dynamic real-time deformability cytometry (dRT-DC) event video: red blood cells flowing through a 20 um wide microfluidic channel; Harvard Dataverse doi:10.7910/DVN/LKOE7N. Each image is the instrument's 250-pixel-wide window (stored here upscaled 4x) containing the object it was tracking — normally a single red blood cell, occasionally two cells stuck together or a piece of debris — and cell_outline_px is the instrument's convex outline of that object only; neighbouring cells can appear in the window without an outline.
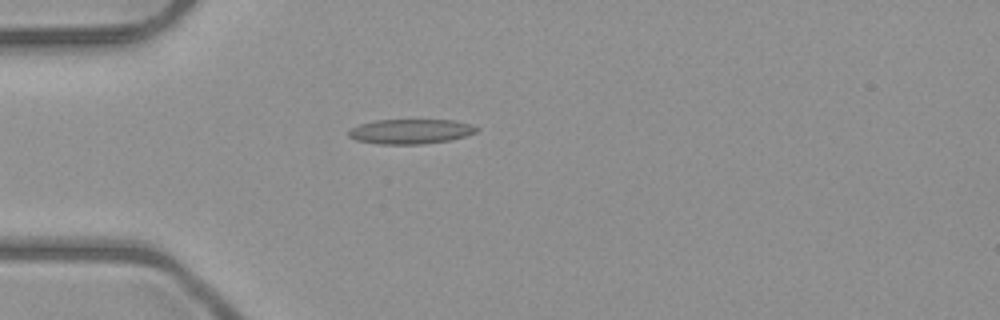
{"species": "common noctule bat (a hibernating species)", "species_latin": "Nyctalus noctula", "temperature_condition": "room temperature", "stored_images_in_passage": 5, "camera_frame_rate_fps": 3000, "um_per_image_px": 0.085, "animal": {"sex": "male", "body_mass_g": 23.1, "forearm_length_mm": 52.7}, "frame": {"image": 1, "passage_image": 3, "time_ms": 2.667, "image_size_px": [1000, 320], "cell_outline_px": [[480, 128], [476, 132], [452, 140], [420, 144], [380, 144], [356, 140], [348, 136], [348, 132], [352, 128], [360, 124], [376, 120], [452, 120], [468, 124]], "centroid_in_image_um": [34.89, 11.17], "position_along_channel_um": 50.1, "area_um2": 18.32}}
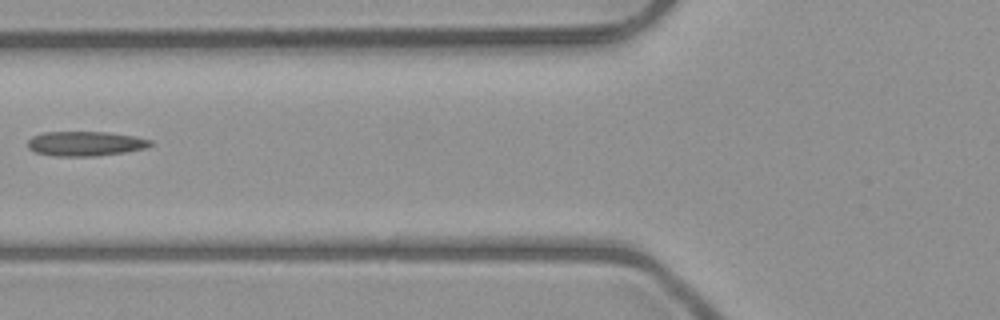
{"frame": {"image": 2, "passage_image": 5, "time_ms": 4.667, "image_size_px": [1000, 320], "cell_outline_px": [[152, 144], [144, 148], [124, 152], [96, 156], [52, 156], [36, 152], [28, 148], [28, 140], [32, 136], [44, 132], [108, 132], [132, 136], [152, 140]], "centroid_in_image_um": [7.22, 12.21], "position_along_channel_um": 118.6, "area_um2": 17.51}}